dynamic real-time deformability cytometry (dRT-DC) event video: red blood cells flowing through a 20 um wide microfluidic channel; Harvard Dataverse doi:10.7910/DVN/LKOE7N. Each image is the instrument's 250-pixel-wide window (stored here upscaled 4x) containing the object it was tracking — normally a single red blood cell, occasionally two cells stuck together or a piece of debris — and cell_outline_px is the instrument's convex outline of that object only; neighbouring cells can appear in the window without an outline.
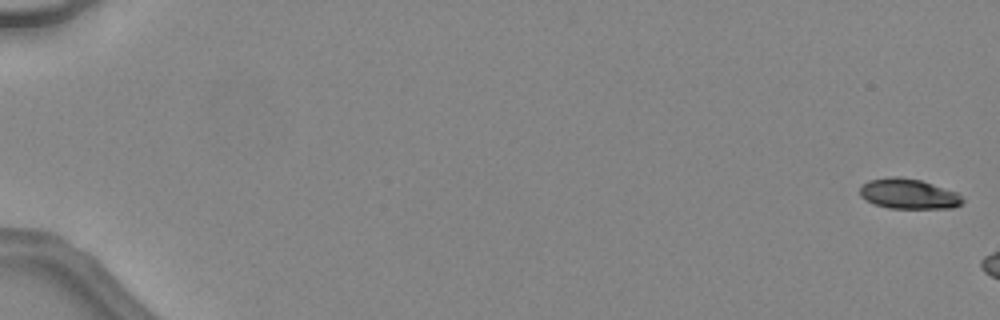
{"species": "common noctule bat (a hibernating species)", "species_latin": "Nyctalus noctula", "temperature_condition": "warm", "stored_images_in_passage": 5, "camera_frame_rate_fps": 3000, "um_per_image_px": 0.085, "animal": {"sex": "female", "body_mass_g": 24.6, "forearm_length_mm": 56.2}, "frame": {"image": 1, "passage_image": 1, "time_ms": 0.0, "image_size_px": [1000, 320], "cell_outline_px": [[964, 200], [960, 204], [952, 208], [888, 208], [872, 204], [860, 196], [860, 188], [868, 180], [888, 176], [900, 176], [920, 180], [956, 192]], "centroid_in_image_um": [77.17, 16.47], "position_along_channel_um": 7.8, "area_um2": 18.03}}